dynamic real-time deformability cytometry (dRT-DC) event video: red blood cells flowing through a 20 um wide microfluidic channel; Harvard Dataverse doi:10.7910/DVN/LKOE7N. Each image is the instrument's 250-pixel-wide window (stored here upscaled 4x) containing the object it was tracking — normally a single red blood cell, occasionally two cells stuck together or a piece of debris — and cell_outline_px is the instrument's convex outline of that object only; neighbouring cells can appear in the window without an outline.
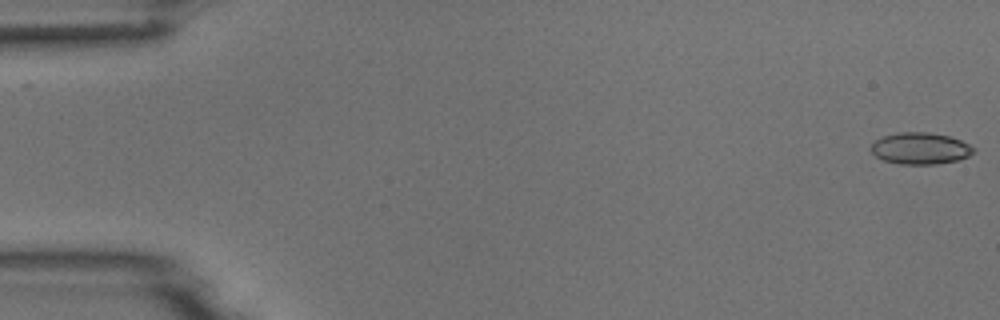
{"species": "common noctule bat (a hibernating species)", "species_latin": "Nyctalus noctula", "temperature_condition": "room temperature", "stored_images_in_passage": 7, "camera_frame_rate_fps": 3000, "um_per_image_px": 0.085, "animal": {"sex": "male", "body_mass_g": 18.8}, "frame": {"image": 1, "passage_image": 1, "time_ms": 0.0, "image_size_px": [1000, 320], "cell_outline_px": [[976, 152], [968, 156], [956, 160], [936, 164], [900, 164], [884, 160], [876, 156], [872, 152], [872, 144], [876, 140], [884, 136], [900, 132], [928, 132], [948, 136], [960, 140], [976, 148]], "centroid_in_image_um": [78.26, 12.61], "position_along_channel_um": 6.7, "area_um2": 18.73}}
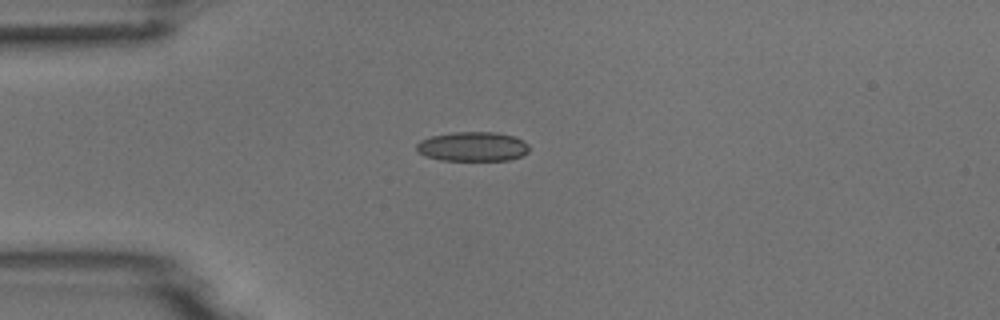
{"frame": {"image": 2, "passage_image": 4, "time_ms": 4.333, "image_size_px": [1000, 320], "cell_outline_px": [[528, 152], [520, 156], [508, 160], [440, 160], [424, 156], [416, 152], [416, 144], [420, 140], [432, 136], [452, 132], [496, 132], [512, 136], [524, 140], [528, 144]], "centroid_in_image_um": [40.14, 12.46], "position_along_channel_um": 44.9, "area_um2": 19.42}}
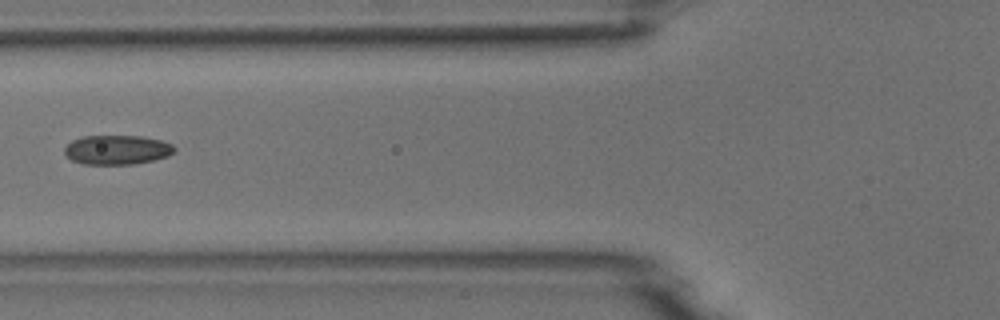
{"frame": {"image": 3, "passage_image": 6, "time_ms": 6.667, "image_size_px": [1000, 320], "cell_outline_px": [[176, 152], [168, 156], [152, 160], [132, 164], [84, 164], [72, 160], [64, 156], [64, 148], [72, 140], [80, 136], [140, 136], [160, 140], [172, 144], [176, 148]], "centroid_in_image_um": [9.93, 12.73], "position_along_channel_um": 115.9, "area_um2": 18.9}}